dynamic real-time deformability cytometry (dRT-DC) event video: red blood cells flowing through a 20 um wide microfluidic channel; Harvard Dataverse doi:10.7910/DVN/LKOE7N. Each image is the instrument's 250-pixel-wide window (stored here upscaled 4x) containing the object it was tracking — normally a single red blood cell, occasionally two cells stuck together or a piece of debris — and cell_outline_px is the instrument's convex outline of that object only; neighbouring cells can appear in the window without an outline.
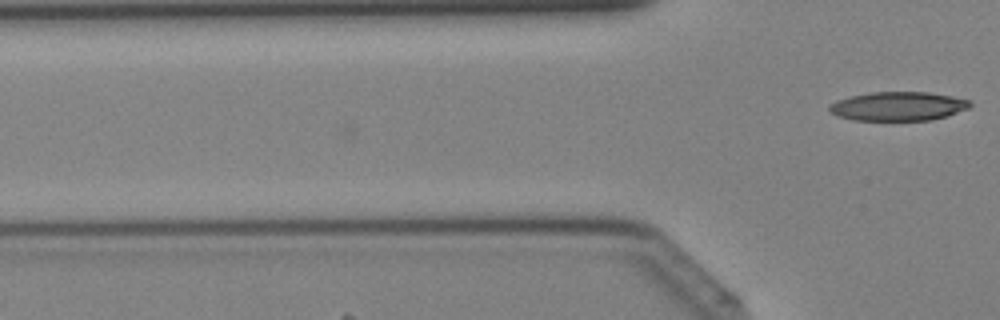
{"species": "Egyptian fruit bat (a non-hibernating species)", "species_latin": "Rousettus aegyptiacus", "temperature_condition": "cold", "stored_images_in_passage": 19, "camera_frame_rate_fps": 3000, "um_per_image_px": 0.085, "animal": {"sex": "female"}, "frame": {"image": 1, "passage_image": 19, "time_ms": 6.0, "image_size_px": [1000, 320], "cell_outline_px": [[972, 104], [968, 108], [948, 116], [932, 120], [852, 120], [836, 116], [828, 108], [836, 100], [848, 96], [872, 92], [928, 92], [952, 96], [972, 100]], "centroid_in_image_um": [76.36, 9.03], "position_along_channel_um": 49.4, "area_um2": 23.87}}